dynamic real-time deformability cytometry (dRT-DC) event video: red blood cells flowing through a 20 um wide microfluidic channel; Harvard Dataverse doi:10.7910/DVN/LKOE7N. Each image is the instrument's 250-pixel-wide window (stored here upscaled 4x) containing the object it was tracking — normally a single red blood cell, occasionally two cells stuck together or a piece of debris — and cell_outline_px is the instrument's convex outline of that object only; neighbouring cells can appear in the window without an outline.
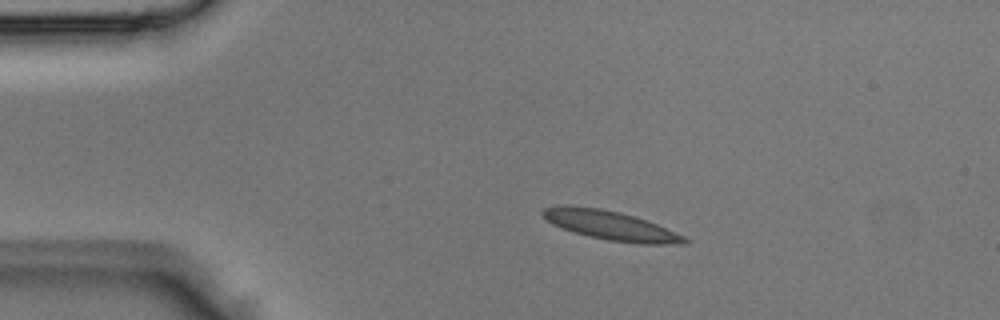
{"species": "Egyptian fruit bat (a non-hibernating species)", "species_latin": "Rousettus aegyptiacus", "temperature_condition": "room temperature", "stored_images_in_passage": 2, "camera_frame_rate_fps": 3000, "um_per_image_px": 0.085, "animal": {"sex": "male"}, "frame": {"image": 1, "passage_image": 1, "time_ms": 0.0, "image_size_px": [1000, 320], "cell_outline_px": [[688, 240], [684, 244], [640, 244], [608, 240], [576, 232], [552, 224], [540, 212], [544, 208], [564, 204], [568, 204], [600, 208], [620, 212], [656, 224], [684, 236]], "centroid_in_image_um": [51.87, 19.14], "position_along_channel_um": 33.1, "area_um2": 23.7}}